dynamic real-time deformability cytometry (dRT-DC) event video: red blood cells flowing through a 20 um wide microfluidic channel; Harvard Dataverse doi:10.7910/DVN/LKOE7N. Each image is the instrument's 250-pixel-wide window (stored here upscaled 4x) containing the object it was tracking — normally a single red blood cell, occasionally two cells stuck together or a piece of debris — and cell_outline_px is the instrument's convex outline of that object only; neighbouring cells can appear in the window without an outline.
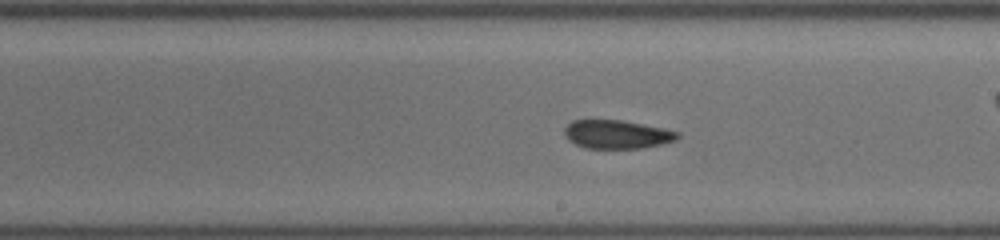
{"species": "common noctule bat (a hibernating species)", "species_latin": "Nyctalus noctula", "temperature_condition": "cold", "stored_images_in_passage": 16, "camera_frame_rate_fps": 3000, "um_per_image_px": 0.085, "animal": {"sex": "female", "body_mass_g": 19.5, "forearm_length_mm": 54.1}, "frame": {"image": 1, "passage_image": 14, "time_ms": 7.333, "image_size_px": [1000, 240], "cell_outline_px": [[680, 136], [676, 140], [660, 144], [640, 148], [584, 148], [568, 140], [564, 136], [564, 128], [572, 120], [624, 120], [664, 128], [680, 132]], "centroid_in_image_um": [52.43, 11.41], "position_along_channel_um": 236.6, "area_um2": 18.9}}